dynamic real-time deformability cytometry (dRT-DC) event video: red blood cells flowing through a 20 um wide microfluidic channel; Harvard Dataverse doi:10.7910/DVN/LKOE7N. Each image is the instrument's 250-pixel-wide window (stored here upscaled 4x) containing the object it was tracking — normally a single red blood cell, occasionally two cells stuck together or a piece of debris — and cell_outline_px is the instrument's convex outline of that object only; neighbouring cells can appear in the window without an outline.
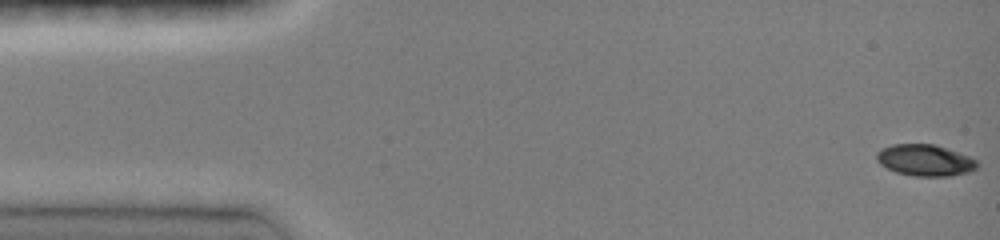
{"species": "common noctule bat (a hibernating species)", "species_latin": "Nyctalus noctula", "temperature_condition": "room temperature", "stored_images_in_passage": 47, "camera_frame_rate_fps": 3000, "um_per_image_px": 0.085, "animal": {"sex": "female", "body_mass_g": 19.0, "forearm_length_mm": 51.5}, "frame": {"image": 1, "passage_image": 1, "time_ms": 0.0, "image_size_px": [1000, 240], "cell_outline_px": [[980, 164], [976, 168], [968, 172], [948, 176], [912, 176], [896, 172], [880, 164], [876, 160], [876, 152], [880, 148], [892, 144], [936, 144], [968, 156], [976, 160]], "centroid_in_image_um": [78.6, 13.61], "position_along_channel_um": 6.4, "area_um2": 18.5}}
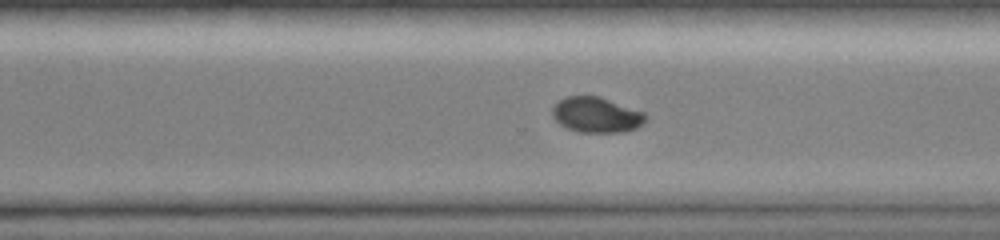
{"frame": {"image": 2, "passage_image": 33, "time_ms": 10.667, "image_size_px": [1000, 240], "cell_outline_px": [[648, 116], [636, 128], [624, 132], [580, 132], [568, 128], [560, 124], [552, 116], [552, 108], [560, 100], [568, 96], [600, 96], [644, 112]], "centroid_in_image_um": [50.7, 9.76], "position_along_channel_um": 319.9, "area_um2": 19.07}}
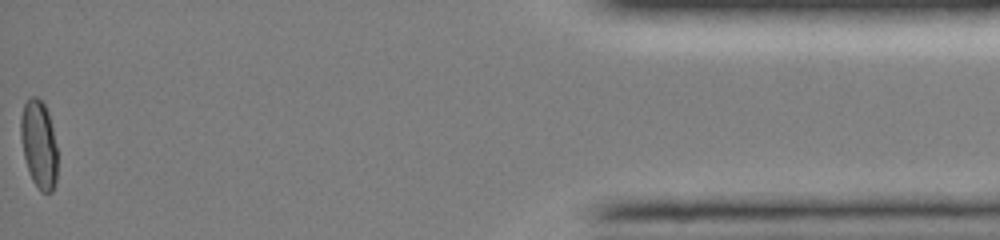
{"frame": {"image": 3, "passage_image": 47, "time_ms": 15.333, "image_size_px": [1000, 240], "cell_outline_px": [[56, 184], [52, 192], [40, 192], [32, 180], [24, 156], [20, 136], [20, 116], [24, 104], [32, 96], [36, 96], [44, 104], [48, 112], [52, 128], [56, 148]], "centroid_in_image_um": [3.29, 12.27], "position_along_channel_um": 431.9, "area_um2": 18.67}, "authors_computed_cell_mechanics": {"area_um2": 19.1896, "velocity_mm_per_s": 4.1176, "shape_relaxation_time_tau1_ms": 7.5799, "shape_relaxation_time_tau2_ms": null, "deformation_change_tau1": 0.1672, "deformation_change_tau2": null}}